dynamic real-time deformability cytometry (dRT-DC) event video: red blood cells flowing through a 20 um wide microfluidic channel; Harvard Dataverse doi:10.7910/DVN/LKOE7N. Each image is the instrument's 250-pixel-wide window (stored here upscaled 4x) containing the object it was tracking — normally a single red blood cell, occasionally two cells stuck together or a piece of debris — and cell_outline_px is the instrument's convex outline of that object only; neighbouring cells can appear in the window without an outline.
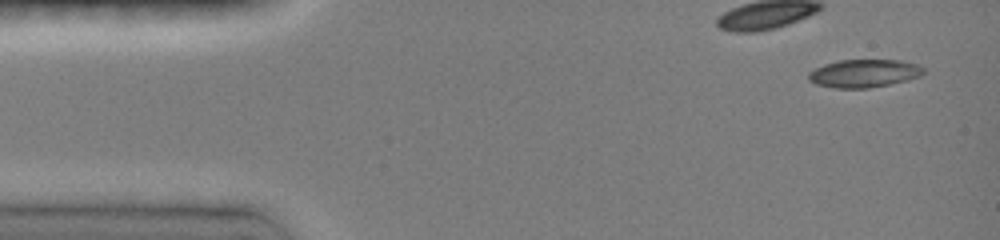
{"species": "common noctule bat (a hibernating species)", "species_latin": "Nyctalus noctula", "temperature_condition": "room temperature", "stored_images_in_passage": 5, "camera_frame_rate_fps": 3000, "um_per_image_px": 0.085, "animal": {"sex": "female", "body_mass_g": 19.0, "forearm_length_mm": 51.5}, "frame": {"image": 1, "passage_image": 1, "time_ms": 0.0, "image_size_px": [1000, 240], "cell_outline_px": [[924, 72], [920, 76], [908, 80], [868, 88], [836, 88], [816, 84], [808, 80], [808, 72], [824, 64], [840, 60], [900, 60], [916, 64], [924, 68]], "centroid_in_image_um": [73.43, 6.23], "position_along_channel_um": 11.6, "area_um2": 18.67}}
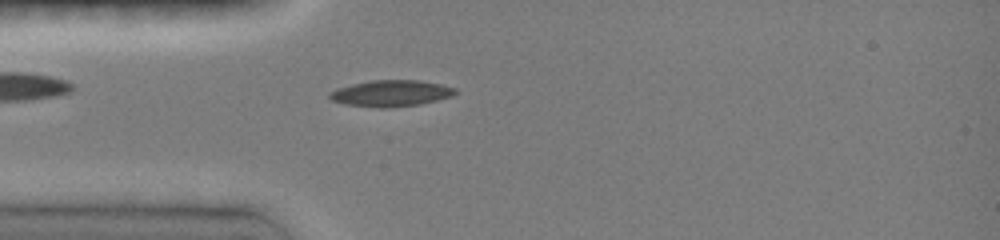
{"frame": {"image": 2, "passage_image": 5, "time_ms": 3.333, "image_size_px": [1000, 240], "cell_outline_px": [[456, 92], [452, 96], [420, 104], [380, 108], [344, 104], [332, 100], [328, 96], [328, 92], [336, 88], [352, 84], [372, 80], [420, 80], [440, 84], [456, 88]], "centroid_in_image_um": [33.2, 7.92], "position_along_channel_um": 51.8, "area_um2": 19.19}}